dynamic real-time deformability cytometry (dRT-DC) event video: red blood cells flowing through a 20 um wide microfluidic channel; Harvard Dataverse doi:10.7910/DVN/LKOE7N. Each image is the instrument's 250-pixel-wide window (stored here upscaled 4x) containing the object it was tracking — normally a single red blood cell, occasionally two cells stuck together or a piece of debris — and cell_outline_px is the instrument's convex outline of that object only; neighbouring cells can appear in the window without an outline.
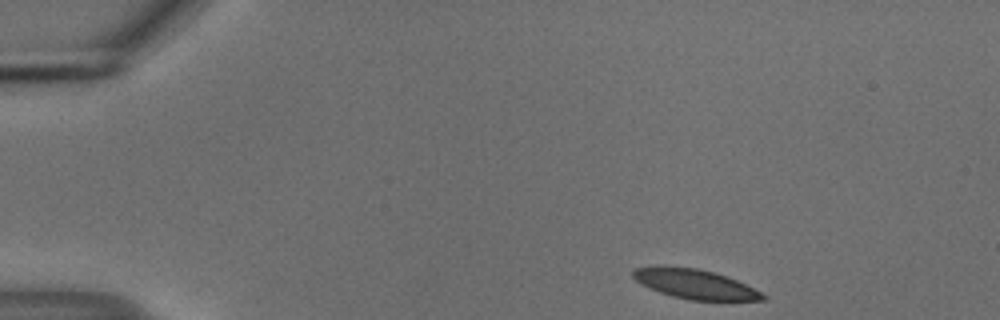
{"species": "common noctule bat (a hibernating species)", "species_latin": "Nyctalus noctula", "temperature_condition": "cold", "stored_images_in_passage": 15, "camera_frame_rate_fps": 3000, "um_per_image_px": 0.085, "animal": {"sex": "male", "body_mass_g": 18.8}, "frame": {"image": 1, "passage_image": 1, "time_ms": 0.0, "image_size_px": [1000, 320], "cell_outline_px": [[768, 296], [764, 300], [688, 300], [672, 296], [660, 292], [636, 280], [632, 276], [632, 272], [636, 268], [696, 268], [712, 272], [736, 280]], "centroid_in_image_um": [59.13, 24.18], "position_along_channel_um": 25.9, "area_um2": 21.27}}
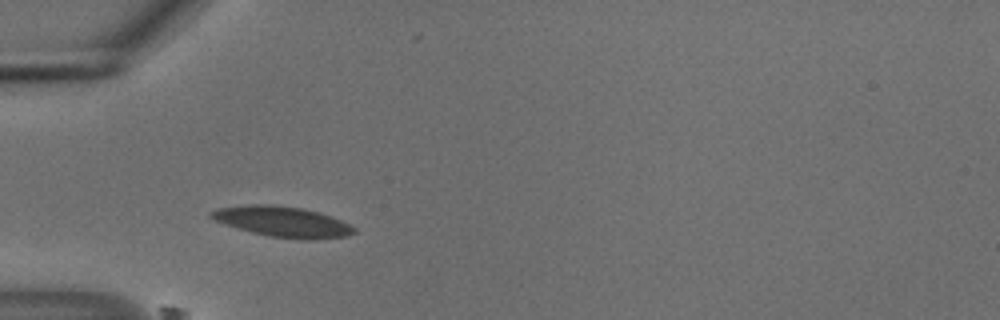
{"frame": {"image": 2, "passage_image": 10, "time_ms": 3.0, "image_size_px": [1000, 320], "cell_outline_px": [[356, 232], [348, 236], [316, 240], [304, 240], [268, 236], [252, 232], [216, 220], [208, 216], [208, 212], [216, 208], [252, 204], [272, 204], [300, 208], [320, 212], [340, 220], [356, 228]], "centroid_in_image_um": [24.05, 18.85], "position_along_channel_um": 60.9, "area_um2": 25.37}}